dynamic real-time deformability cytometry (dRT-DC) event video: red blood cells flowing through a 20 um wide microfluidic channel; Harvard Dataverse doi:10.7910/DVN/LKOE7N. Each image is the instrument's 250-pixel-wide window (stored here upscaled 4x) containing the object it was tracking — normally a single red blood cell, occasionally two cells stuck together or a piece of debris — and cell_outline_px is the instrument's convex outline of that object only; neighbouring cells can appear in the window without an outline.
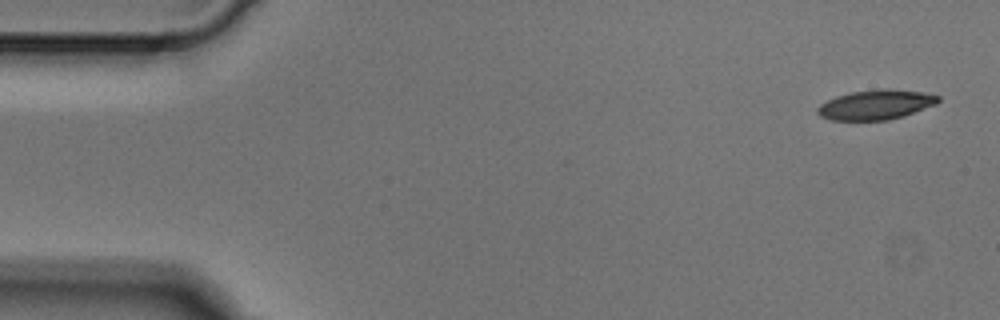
{"species": "Egyptian fruit bat (a non-hibernating species)", "species_latin": "Rousettus aegyptiacus", "temperature_condition": "cold", "stored_images_in_passage": 5, "camera_frame_rate_fps": 3000, "um_per_image_px": 0.085, "animal": {"sex": "male"}, "frame": {"image": 1, "passage_image": 1, "time_ms": 0.0, "image_size_px": [1000, 320], "cell_outline_px": [[940, 100], [936, 104], [904, 116], [888, 120], [832, 120], [820, 116], [816, 112], [816, 108], [820, 104], [836, 96], [852, 92], [884, 88], [888, 88], [924, 92], [940, 96]], "centroid_in_image_um": [74.45, 8.9], "position_along_channel_um": 10.5, "area_um2": 20.98}}
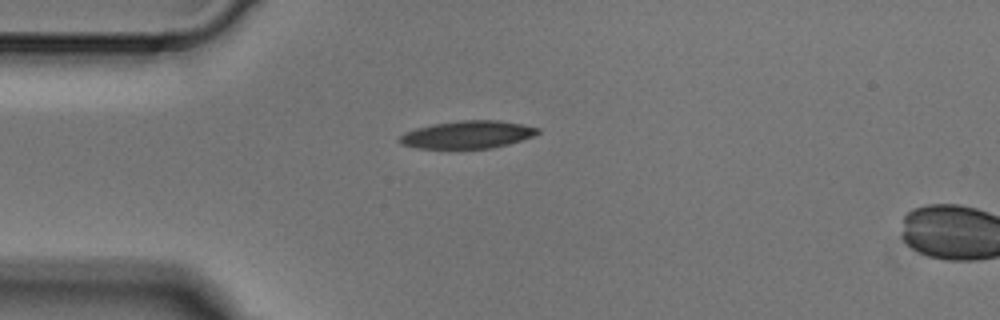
{"frame": {"image": 2, "passage_image": 4, "time_ms": 1.0, "image_size_px": [1000, 320], "cell_outline_px": [[540, 132], [532, 136], [508, 144], [492, 148], [416, 148], [400, 144], [396, 140], [404, 132], [416, 128], [432, 124], [460, 120], [500, 120], [540, 128]], "centroid_in_image_um": [39.69, 11.44], "position_along_channel_um": 45.3, "area_um2": 22.25}}